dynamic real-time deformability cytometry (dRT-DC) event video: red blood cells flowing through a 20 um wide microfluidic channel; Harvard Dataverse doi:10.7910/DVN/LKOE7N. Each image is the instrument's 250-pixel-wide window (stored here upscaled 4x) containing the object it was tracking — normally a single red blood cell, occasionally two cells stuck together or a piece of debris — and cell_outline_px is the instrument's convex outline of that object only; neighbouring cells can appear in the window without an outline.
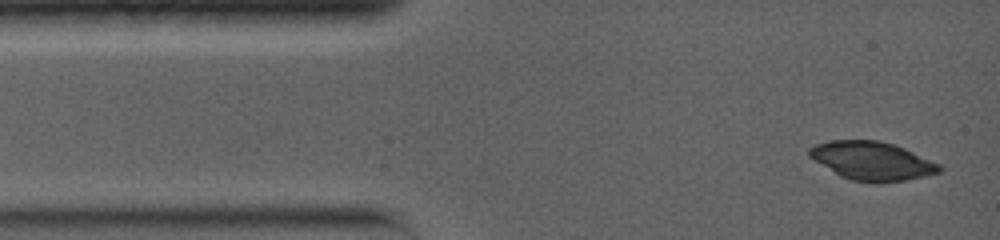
{"species": "common noctule bat (a hibernating species)", "species_latin": "Nyctalus noctula", "temperature_condition": "warm", "stored_images_in_passage": 4, "camera_frame_rate_fps": 5000, "um_per_image_px": 0.085, "animal": {"sex": "female", "body_mass_g": 19.0, "forearm_length_mm": 56.7}, "frame": {"image": 1, "passage_image": 1, "time_ms": 0.0, "image_size_px": [1000, 240], "cell_outline_px": [[944, 168], [940, 172], [928, 176], [880, 184], [852, 180], [840, 176], [808, 156], [808, 148], [816, 144], [832, 140], [876, 140], [892, 144], [904, 148], [940, 164]], "centroid_in_image_um": [74.14, 13.69], "position_along_channel_um": 10.9, "area_um2": 29.25}}